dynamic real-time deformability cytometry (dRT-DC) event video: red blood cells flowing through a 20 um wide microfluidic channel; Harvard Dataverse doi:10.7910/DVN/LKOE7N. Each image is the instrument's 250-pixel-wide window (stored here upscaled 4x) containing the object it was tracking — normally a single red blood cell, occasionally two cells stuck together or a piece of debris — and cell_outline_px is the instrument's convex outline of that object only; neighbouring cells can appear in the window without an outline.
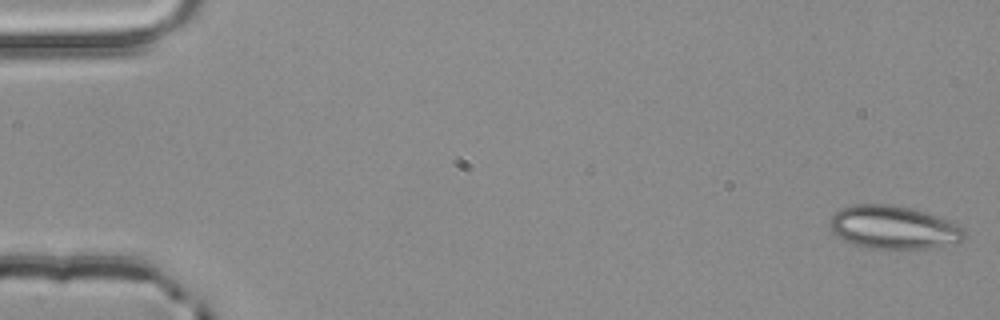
{"species": "common noctule bat (a hibernating species)", "species_latin": "Nyctalus noctula", "temperature_condition": "room temperature", "stored_images_in_passage": 4, "camera_frame_rate_fps": 3000, "um_per_image_px": 0.085, "animal": {"sex": "male", "body_mass_g": 20.4}, "frame": {"image": 1, "passage_image": 1, "time_ms": 0.0, "image_size_px": [1000, 320], "cell_outline_px": [[964, 240], [956, 244], [928, 248], [864, 248], [852, 244], [836, 236], [832, 232], [828, 224], [828, 220], [840, 208], [852, 204], [892, 204], [912, 208], [960, 224], [964, 228]], "centroid_in_image_um": [75.93, 19.32], "position_along_channel_um": 9.1, "area_um2": 34.28}}